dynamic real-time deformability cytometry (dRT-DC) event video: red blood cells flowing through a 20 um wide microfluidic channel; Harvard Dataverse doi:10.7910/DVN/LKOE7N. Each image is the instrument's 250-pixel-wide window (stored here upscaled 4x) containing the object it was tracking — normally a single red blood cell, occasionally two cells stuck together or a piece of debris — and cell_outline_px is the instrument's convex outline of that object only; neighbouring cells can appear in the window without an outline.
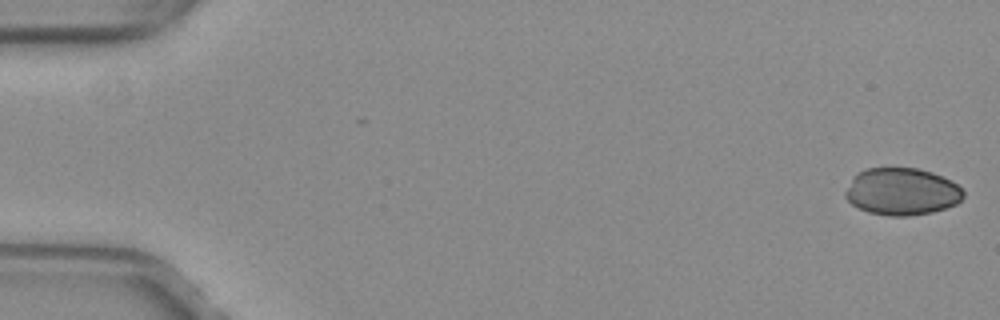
{"species": "common noctule bat (a hibernating species)", "species_latin": "Nyctalus noctula", "temperature_condition": "warm", "stored_images_in_passage": 11, "camera_frame_rate_fps": 3000, "um_per_image_px": 0.085, "animal": {"sex": "female", "body_mass_g": 29.2, "forearm_length_mm": 56.3}, "frame": {"image": 1, "passage_image": 1, "time_ms": 0.0, "image_size_px": [1000, 320], "cell_outline_px": [[964, 196], [956, 204], [932, 212], [908, 216], [888, 216], [868, 212], [852, 204], [844, 196], [844, 192], [852, 176], [864, 168], [916, 168], [932, 172], [956, 184], [964, 192]], "centroid_in_image_um": [76.61, 16.28], "position_along_channel_um": 8.4, "area_um2": 32.43}}